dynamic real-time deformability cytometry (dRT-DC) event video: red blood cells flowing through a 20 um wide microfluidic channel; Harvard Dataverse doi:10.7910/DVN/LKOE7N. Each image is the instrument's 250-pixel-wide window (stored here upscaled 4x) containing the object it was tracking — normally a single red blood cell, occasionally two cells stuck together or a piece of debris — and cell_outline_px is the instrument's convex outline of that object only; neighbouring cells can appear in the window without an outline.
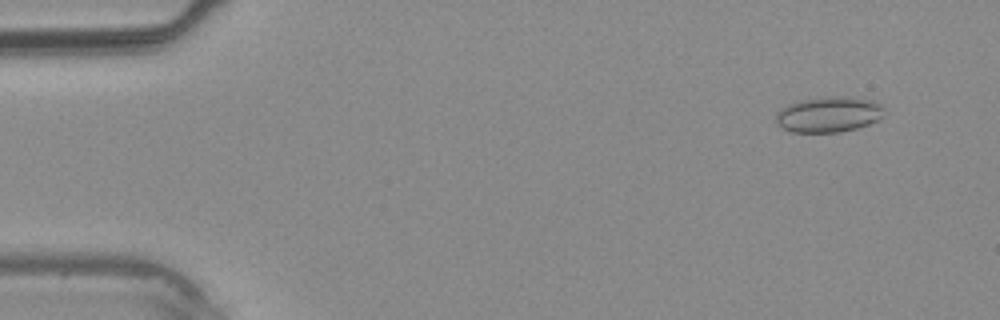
{"species": "common noctule bat (a hibernating species)", "species_latin": "Nyctalus noctula", "temperature_condition": "warm", "stored_images_in_passage": 37, "camera_frame_rate_fps": 3000, "um_per_image_px": 0.085, "animal": {"sex": "male", "body_mass_g": 20.4}, "frame": {"image": 1, "passage_image": 3, "time_ms": 0.667, "image_size_px": [1000, 320], "cell_outline_px": [[884, 108], [880, 120], [856, 128], [840, 132], [792, 132], [780, 128], [776, 124], [776, 112], [780, 108], [788, 104], [800, 100], [832, 96], [848, 96], [872, 100], [880, 104]], "centroid_in_image_um": [70.41, 9.72], "position_along_channel_um": 14.6, "area_um2": 22.66}}
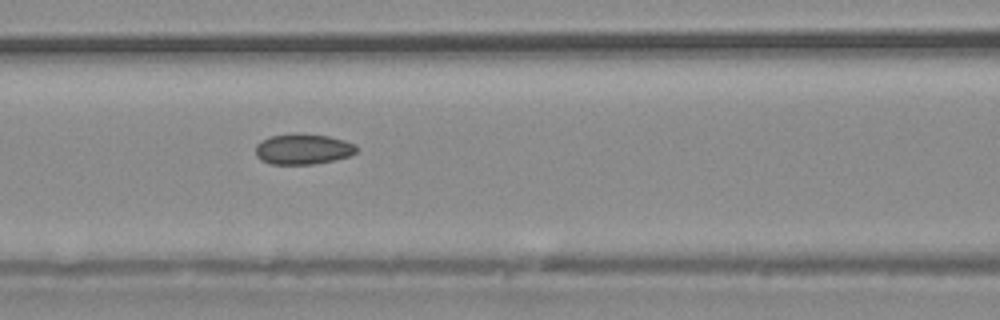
{"frame": {"image": 2, "passage_image": 16, "time_ms": 5.0, "image_size_px": [1000, 320], "cell_outline_px": [[360, 148], [356, 152], [348, 156], [316, 164], [272, 164], [260, 160], [256, 156], [256, 144], [272, 136], [296, 132], [328, 136], [344, 140], [356, 144]], "centroid_in_image_um": [25.77, 12.66], "position_along_channel_um": 140.8, "area_um2": 18.09}}
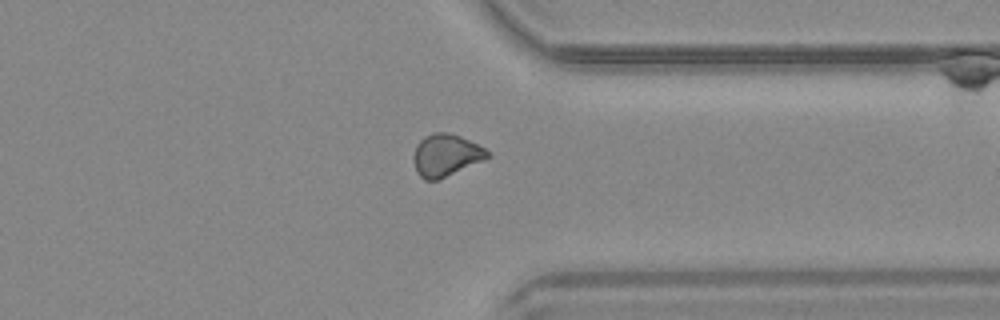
{"frame": {"image": 3, "passage_image": 29, "time_ms": 9.333, "image_size_px": [1000, 320], "cell_outline_px": [[492, 156], [484, 160], [440, 180], [424, 180], [416, 172], [412, 156], [416, 144], [424, 136], [432, 132], [444, 132], [460, 136], [484, 148]], "centroid_in_image_um": [37.87, 13.21], "position_along_channel_um": 373.5, "area_um2": 18.38}}